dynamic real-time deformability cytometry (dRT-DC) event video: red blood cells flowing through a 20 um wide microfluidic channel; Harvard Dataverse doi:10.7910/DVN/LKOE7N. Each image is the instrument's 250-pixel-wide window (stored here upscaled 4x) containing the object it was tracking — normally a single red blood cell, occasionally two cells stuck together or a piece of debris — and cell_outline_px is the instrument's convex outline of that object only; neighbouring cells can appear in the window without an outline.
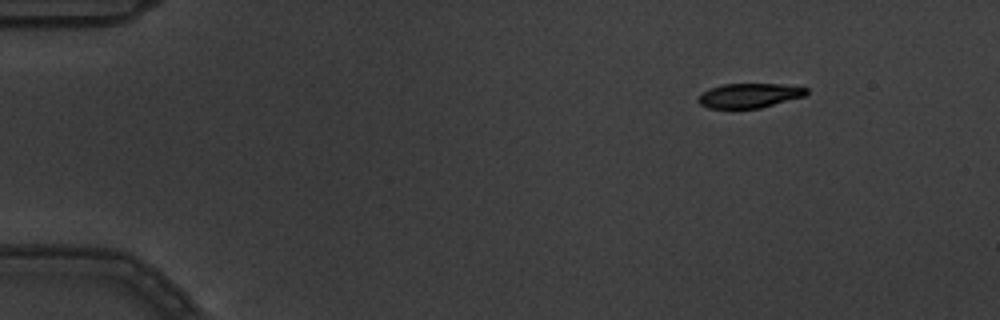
{"species": "common noctule bat (a hibernating species)", "species_latin": "Nyctalus noctula", "temperature_condition": "warm", "stored_images_in_passage": 5, "camera_frame_rate_fps": 3000, "um_per_image_px": 0.085, "animal": {"sex": "male", "body_mass_g": 19.5, "forearm_length_mm": 54.6}, "frame": {"image": 1, "passage_image": 1, "time_ms": 0.0, "image_size_px": [1000, 320], "cell_outline_px": [[808, 92], [804, 96], [760, 108], [708, 108], [700, 104], [696, 100], [704, 92], [712, 88], [724, 84], [780, 84], [808, 88]], "centroid_in_image_um": [63.7, 8.12], "position_along_channel_um": 21.3, "area_um2": 15.2}}
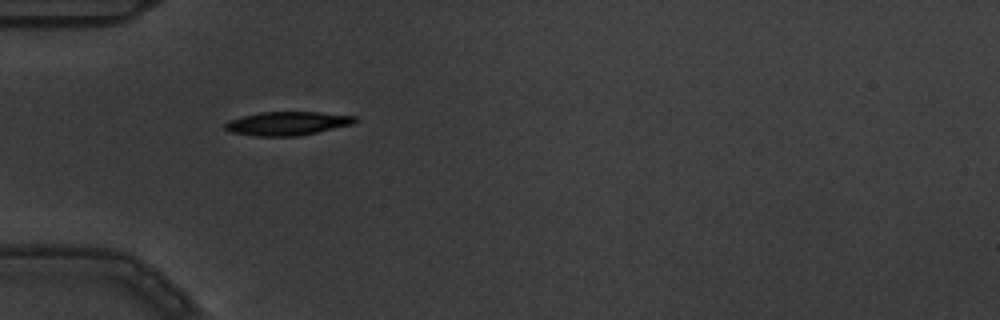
{"frame": {"image": 2, "passage_image": 4, "time_ms": 1.0, "image_size_px": [1000, 320], "cell_outline_px": [[360, 120], [356, 124], [296, 136], [256, 136], [232, 132], [224, 128], [224, 124], [228, 120], [260, 112], [320, 112], [356, 116]], "centroid_in_image_um": [24.48, 10.48], "position_along_channel_um": 60.5, "area_um2": 17.98}}